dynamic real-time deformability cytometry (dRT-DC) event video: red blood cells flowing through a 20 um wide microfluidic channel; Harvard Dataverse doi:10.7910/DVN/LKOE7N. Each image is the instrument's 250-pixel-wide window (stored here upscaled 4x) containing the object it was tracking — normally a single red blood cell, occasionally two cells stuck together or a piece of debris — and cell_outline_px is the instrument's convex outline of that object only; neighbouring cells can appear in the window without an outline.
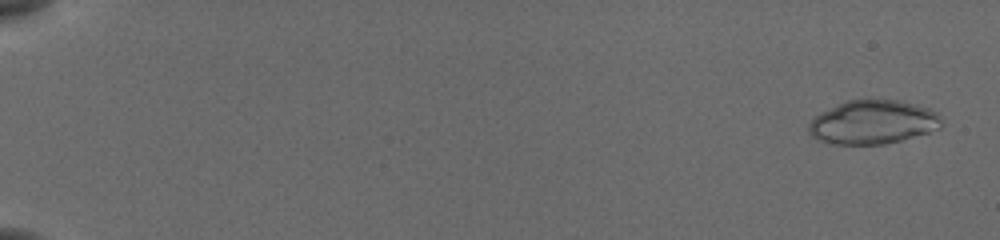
{"species": "common noctule bat (a hibernating species)", "species_latin": "Nyctalus noctula", "temperature_condition": "cold", "stored_images_in_passage": 55, "camera_frame_rate_fps": 3000, "um_per_image_px": 0.085, "animal": {"sex": "female", "body_mass_g": 19.5, "forearm_length_mm": 54.1}, "frame": {"image": 1, "passage_image": 3, "time_ms": 0.667, "image_size_px": [1000, 240], "cell_outline_px": [[940, 128], [928, 132], [900, 140], [884, 144], [832, 144], [816, 140], [808, 132], [808, 124], [820, 112], [848, 100], [896, 100], [928, 108], [936, 112], [940, 116]], "centroid_in_image_um": [74.15, 10.4], "position_along_channel_um": 10.9, "area_um2": 33.52}}